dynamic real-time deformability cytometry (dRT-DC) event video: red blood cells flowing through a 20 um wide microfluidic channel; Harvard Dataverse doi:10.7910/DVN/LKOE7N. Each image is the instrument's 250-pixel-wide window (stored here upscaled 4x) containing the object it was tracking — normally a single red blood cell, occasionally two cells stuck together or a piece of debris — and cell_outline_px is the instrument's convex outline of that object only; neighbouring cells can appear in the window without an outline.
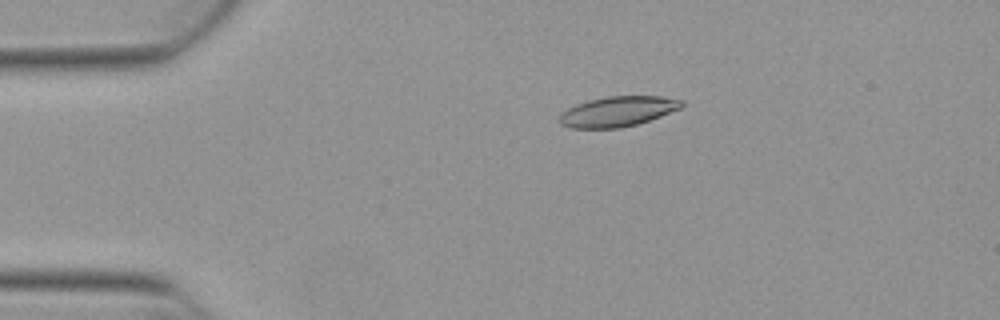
{"species": "Egyptian fruit bat (a non-hibernating species)", "species_latin": "Rousettus aegyptiacus", "temperature_condition": "warm", "stored_images_in_passage": 15, "camera_frame_rate_fps": 3000, "um_per_image_px": 0.085, "animal": {"sex": "female"}, "frame": {"image": 1, "passage_image": 6, "time_ms": 1.667, "image_size_px": [1000, 320], "cell_outline_px": [[684, 104], [680, 108], [660, 116], [636, 124], [620, 128], [572, 128], [560, 124], [556, 120], [568, 108], [576, 104], [588, 100], [608, 96], [660, 96], [684, 100]], "centroid_in_image_um": [52.49, 9.47], "position_along_channel_um": 32.5, "area_um2": 21.39}}
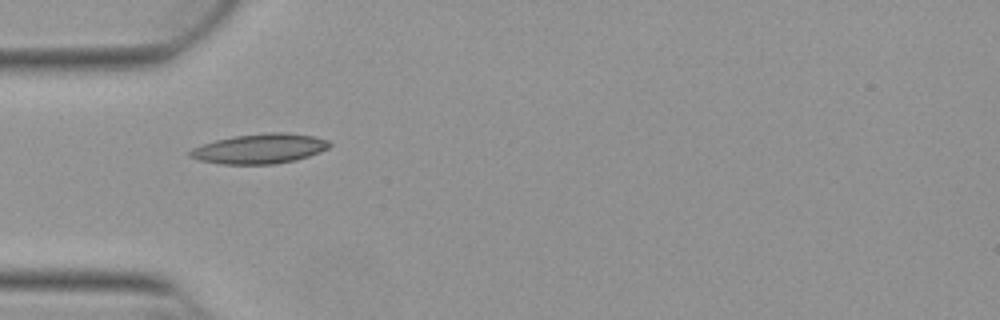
{"frame": {"image": 2, "passage_image": 12, "time_ms": 3.667, "image_size_px": [1000, 320], "cell_outline_px": [[332, 144], [328, 148], [320, 152], [296, 160], [272, 164], [220, 164], [200, 160], [188, 156], [188, 152], [192, 148], [216, 140], [232, 136], [268, 132], [284, 132], [312, 136], [328, 140]], "centroid_in_image_um": [22.07, 12.63], "position_along_channel_um": 62.9, "area_um2": 24.22}}
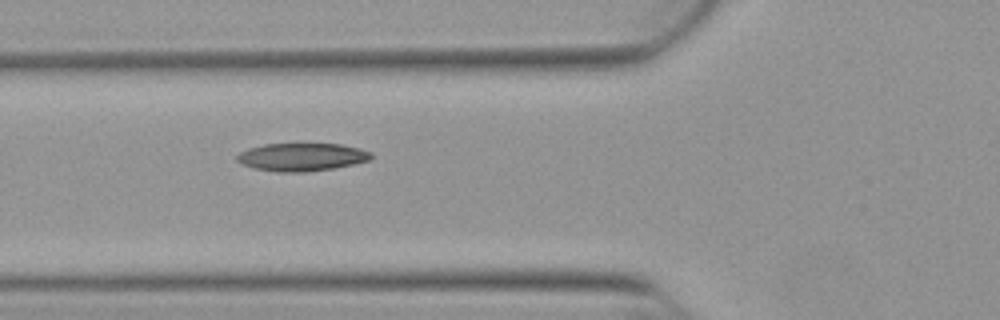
{"frame": {"image": 3, "passage_image": 15, "time_ms": 4.667, "image_size_px": [1000, 320], "cell_outline_px": [[372, 156], [368, 160], [352, 164], [332, 168], [304, 172], [276, 172], [256, 168], [244, 164], [236, 160], [236, 156], [240, 152], [248, 148], [264, 144], [340, 144], [360, 148], [372, 152]], "centroid_in_image_um": [25.64, 13.34], "position_along_channel_um": 100.2, "area_um2": 21.62}}